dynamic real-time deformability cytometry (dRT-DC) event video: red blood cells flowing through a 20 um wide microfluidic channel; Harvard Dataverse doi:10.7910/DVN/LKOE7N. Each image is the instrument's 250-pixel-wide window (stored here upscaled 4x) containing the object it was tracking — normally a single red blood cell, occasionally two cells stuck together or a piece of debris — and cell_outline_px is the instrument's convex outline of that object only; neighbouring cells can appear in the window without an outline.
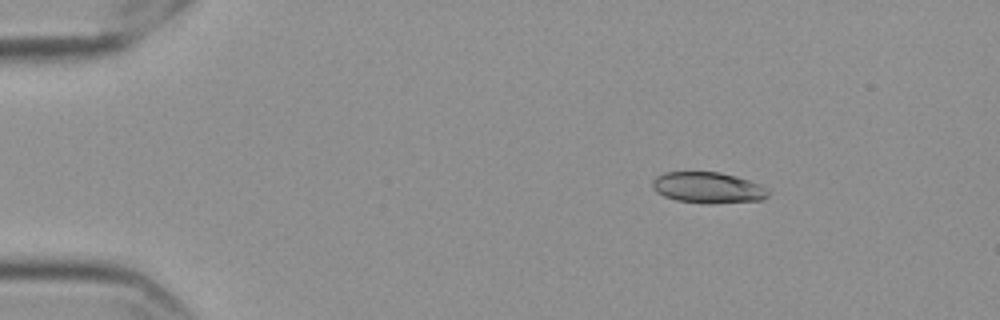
{"species": "Egyptian fruit bat (a non-hibernating species)", "species_latin": "Rousettus aegyptiacus", "temperature_condition": "cold", "stored_images_in_passage": 57, "camera_frame_rate_fps": 3000, "um_per_image_px": 0.085, "frame": {"image": 1, "passage_image": 9, "time_ms": 2.667, "image_size_px": [1000, 320], "cell_outline_px": [[768, 196], [764, 200], [712, 204], [704, 204], [676, 200], [664, 196], [656, 192], [652, 188], [652, 180], [656, 176], [664, 172], [720, 172], [736, 176], [760, 184], [768, 188]], "centroid_in_image_um": [60.18, 15.96], "position_along_channel_um": 24.8, "area_um2": 21.27}}
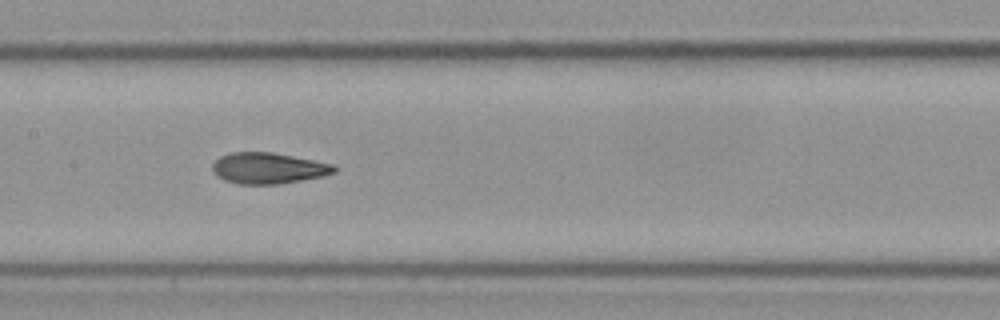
{"frame": {"image": 2, "passage_image": 29, "time_ms": 9.333, "image_size_px": [1000, 320], "cell_outline_px": [[336, 172], [324, 176], [276, 184], [240, 184], [224, 180], [216, 176], [212, 172], [212, 164], [220, 156], [232, 152], [272, 152], [336, 164]], "centroid_in_image_um": [22.8, 14.29], "position_along_channel_um": 184.6, "area_um2": 22.14}}
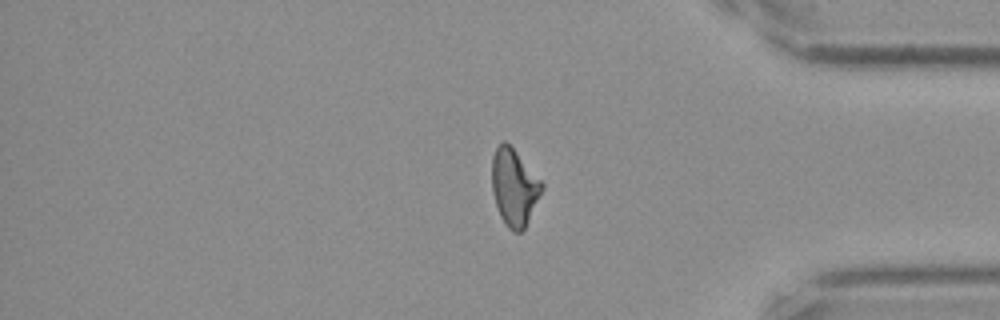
{"frame": {"image": 3, "passage_image": 48, "time_ms": 15.667, "image_size_px": [1000, 320], "cell_outline_px": [[544, 188], [524, 228], [520, 232], [512, 232], [508, 228], [500, 216], [492, 192], [492, 156], [496, 148], [504, 140], [516, 152], [544, 184]], "centroid_in_image_um": [43.69, 15.93], "position_along_channel_um": 391.5, "area_um2": 22.02}, "authors_computed_cell_mechanics": {"area_um2": 22.0218, "velocity_mm_per_s": 3.5656, "shape_relaxation_time_tau1_ms": 8.2923, "shape_relaxation_time_tau2_ms": 2.1605, "deformation_change_tau1": 0.1929, "deformation_change_tau2": 0.0867}}